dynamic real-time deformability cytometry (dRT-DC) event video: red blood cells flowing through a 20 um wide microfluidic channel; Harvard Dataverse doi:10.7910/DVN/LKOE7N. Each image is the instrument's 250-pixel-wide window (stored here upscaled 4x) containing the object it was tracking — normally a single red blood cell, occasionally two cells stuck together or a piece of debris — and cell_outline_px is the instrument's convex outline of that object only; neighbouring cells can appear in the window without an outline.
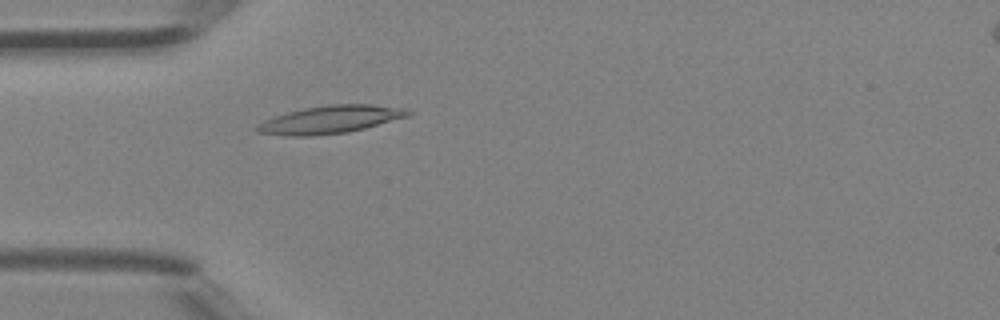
{"species": "Egyptian fruit bat (a non-hibernating species)", "species_latin": "Rousettus aegyptiacus", "temperature_condition": "room temperature", "stored_images_in_passage": 4, "camera_frame_rate_fps": 3000, "um_per_image_px": 0.085, "animal": {"sex": "female"}, "frame": {"image": 1, "passage_image": 4, "time_ms": 1.0, "image_size_px": [1000, 320], "cell_outline_px": [[412, 112], [408, 116], [364, 128], [348, 132], [312, 136], [288, 136], [256, 132], [252, 128], [256, 124], [264, 120], [288, 112], [304, 108], [328, 104], [372, 104], [404, 108]], "centroid_in_image_um": [28.02, 10.16], "position_along_channel_um": 57.0, "area_um2": 24.45}}